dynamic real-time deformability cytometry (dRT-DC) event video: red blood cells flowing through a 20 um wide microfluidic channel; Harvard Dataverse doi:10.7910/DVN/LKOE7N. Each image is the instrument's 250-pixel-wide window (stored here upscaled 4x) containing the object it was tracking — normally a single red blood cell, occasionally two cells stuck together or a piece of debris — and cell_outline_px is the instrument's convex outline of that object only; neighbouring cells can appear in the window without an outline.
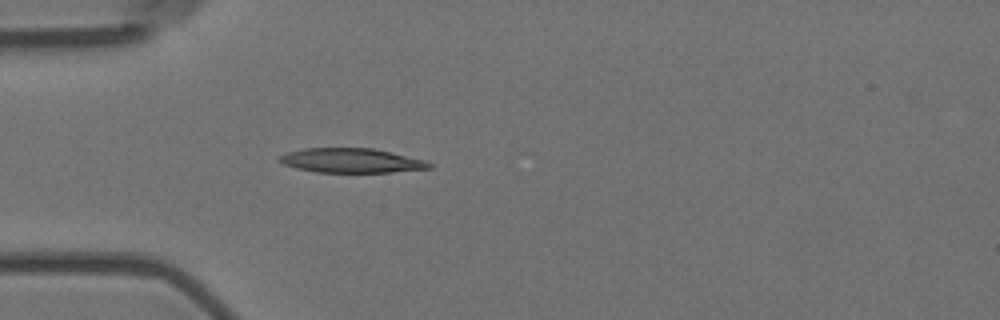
{"species": "Egyptian fruit bat (a non-hibernating species)", "species_latin": "Rousettus aegyptiacus", "temperature_condition": "room temperature", "stored_images_in_passage": 9, "camera_frame_rate_fps": 3000, "um_per_image_px": 0.085, "animal": {"sex": "female"}, "frame": {"image": 1, "passage_image": 1, "time_ms": 0.0, "image_size_px": [1000, 320], "cell_outline_px": [[432, 168], [392, 172], [316, 172], [296, 168], [284, 164], [276, 160], [280, 156], [288, 152], [304, 148], [372, 148], [424, 160], [432, 164]], "centroid_in_image_um": [29.83, 13.65], "position_along_channel_um": 55.2, "area_um2": 21.15}}